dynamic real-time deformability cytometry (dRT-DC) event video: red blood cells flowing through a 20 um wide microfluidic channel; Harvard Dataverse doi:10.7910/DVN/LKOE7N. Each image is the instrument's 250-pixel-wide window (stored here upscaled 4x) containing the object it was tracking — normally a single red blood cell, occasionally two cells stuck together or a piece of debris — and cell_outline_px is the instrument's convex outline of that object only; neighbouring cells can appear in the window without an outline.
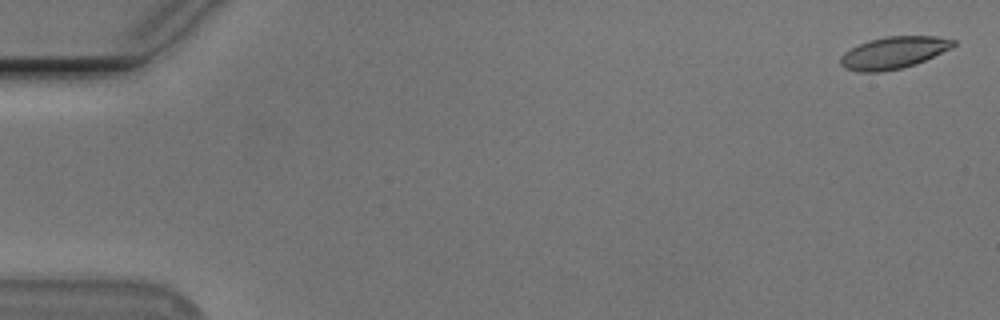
{"species": "Egyptian fruit bat (a non-hibernating species)", "species_latin": "Rousettus aegyptiacus", "temperature_condition": "cold", "stored_images_in_passage": 55, "camera_frame_rate_fps": 3000, "um_per_image_px": 0.085, "animal": {"sex": "male"}, "frame": {"image": 1, "passage_image": 2, "time_ms": 0.333, "image_size_px": [1000, 320], "cell_outline_px": [[956, 44], [952, 48], [916, 64], [900, 68], [880, 72], [860, 72], [844, 68], [840, 64], [840, 56], [844, 52], [868, 40], [888, 36], [936, 36], [956, 40]], "centroid_in_image_um": [75.96, 4.48], "position_along_channel_um": 9.0, "area_um2": 21.04}}
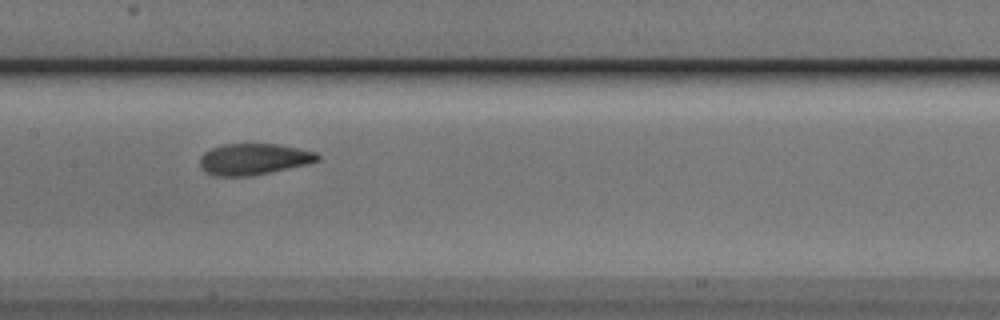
{"frame": {"image": 2, "passage_image": 28, "time_ms": 9.0, "image_size_px": [1000, 320], "cell_outline_px": [[320, 160], [308, 164], [248, 176], [216, 176], [204, 172], [200, 168], [200, 156], [204, 152], [212, 148], [224, 144], [276, 144], [316, 152], [320, 156]], "centroid_in_image_um": [21.53, 13.53], "position_along_channel_um": 185.9, "area_um2": 21.33}}
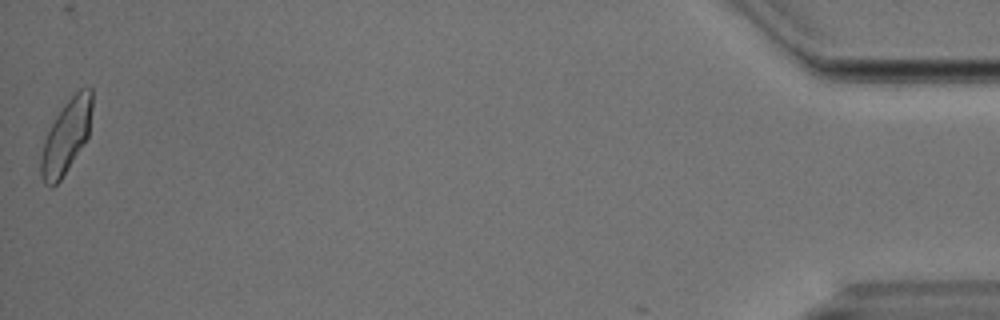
{"frame": {"image": 3, "passage_image": 55, "time_ms": 18.0, "image_size_px": [1000, 320], "cell_outline_px": [[92, 108], [88, 136], [60, 180], [52, 188], [48, 188], [44, 184], [40, 176], [40, 156], [44, 140], [56, 116], [64, 104], [80, 88], [92, 88]], "centroid_in_image_um": [5.6, 11.63], "position_along_channel_um": 429.6, "area_um2": 21.68}, "authors_computed_cell_mechanics": {"area_um2": 21.4438, "velocity_mm_per_s": 3.7673, "shape_relaxation_time_tau1_ms": 4.3051, "shape_relaxation_time_tau2_ms": 1.1252, "deformation_change_tau1": 0.1509, "deformation_change_tau2": 0.0622}}